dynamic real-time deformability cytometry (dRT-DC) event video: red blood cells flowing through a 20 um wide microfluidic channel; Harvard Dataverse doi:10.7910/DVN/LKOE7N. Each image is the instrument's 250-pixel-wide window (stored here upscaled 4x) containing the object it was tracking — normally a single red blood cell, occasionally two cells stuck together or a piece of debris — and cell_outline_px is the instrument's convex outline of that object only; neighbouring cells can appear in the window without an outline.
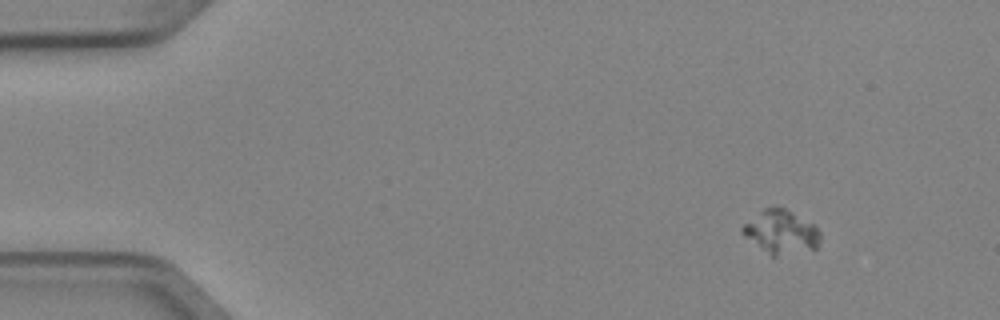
{"species": "Egyptian fruit bat (a non-hibernating species)", "species_latin": "Rousettus aegyptiacus", "temperature_condition": "cold", "stored_images_in_passage": 4, "camera_frame_rate_fps": 3000, "um_per_image_px": 0.085, "animal": {"sex": "female"}, "frame": {"image": 1, "passage_image": 1, "time_ms": 0.0, "image_size_px": [1000, 320], "cell_outline_px": [[820, 240], [816, 248], [776, 256], [772, 256], [740, 232], [740, 228], [744, 224], [764, 208], [784, 208], [816, 224], [820, 232]], "centroid_in_image_um": [66.42, 19.71], "position_along_channel_um": 18.6, "area_um2": 19.36}}
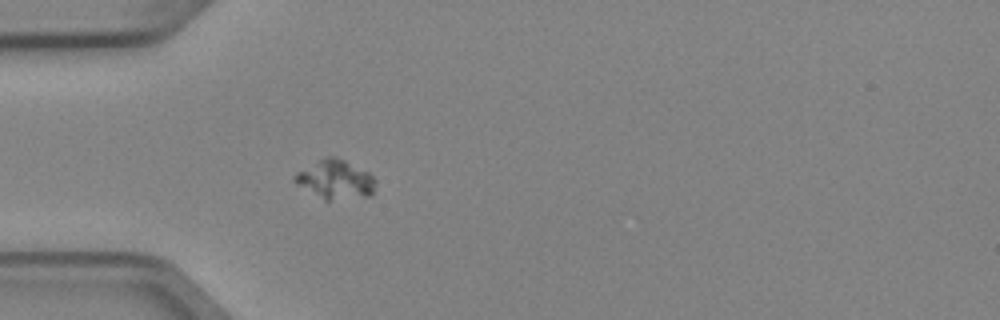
{"frame": {"image": 2, "passage_image": 4, "time_ms": 1.0, "image_size_px": [1000, 320], "cell_outline_px": [[376, 180], [372, 196], [328, 200], [324, 200], [292, 180], [292, 176], [296, 172], [328, 156], [332, 156], [344, 160], [368, 172]], "centroid_in_image_um": [28.52, 15.27], "position_along_channel_um": 56.5, "area_um2": 17.98}}